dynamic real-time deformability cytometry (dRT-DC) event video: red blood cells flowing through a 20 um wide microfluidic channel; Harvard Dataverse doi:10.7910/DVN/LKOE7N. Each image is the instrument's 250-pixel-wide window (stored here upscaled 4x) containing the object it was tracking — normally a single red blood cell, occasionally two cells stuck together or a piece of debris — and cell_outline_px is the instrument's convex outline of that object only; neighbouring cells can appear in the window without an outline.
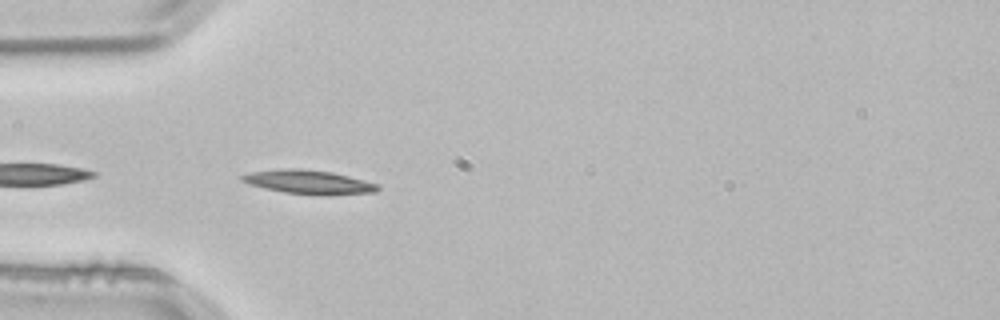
{"species": "common noctule bat (a hibernating species)", "species_latin": "Nyctalus noctula", "temperature_condition": "room temperature", "stored_images_in_passage": 3, "camera_frame_rate_fps": 3000, "um_per_image_px": 0.085, "animal": {"sex": "male", "body_mass_g": 21.5, "forearm_length_mm": 52.0}, "frame": {"image": 1, "passage_image": 3, "time_ms": 0.667, "image_size_px": [1000, 320], "cell_outline_px": [[380, 188], [376, 192], [328, 196], [284, 192], [264, 188], [248, 184], [240, 180], [240, 176], [252, 172], [284, 168], [300, 168], [332, 172], [380, 184]], "centroid_in_image_um": [26.28, 15.48], "position_along_channel_um": 58.7, "area_um2": 19.07}}